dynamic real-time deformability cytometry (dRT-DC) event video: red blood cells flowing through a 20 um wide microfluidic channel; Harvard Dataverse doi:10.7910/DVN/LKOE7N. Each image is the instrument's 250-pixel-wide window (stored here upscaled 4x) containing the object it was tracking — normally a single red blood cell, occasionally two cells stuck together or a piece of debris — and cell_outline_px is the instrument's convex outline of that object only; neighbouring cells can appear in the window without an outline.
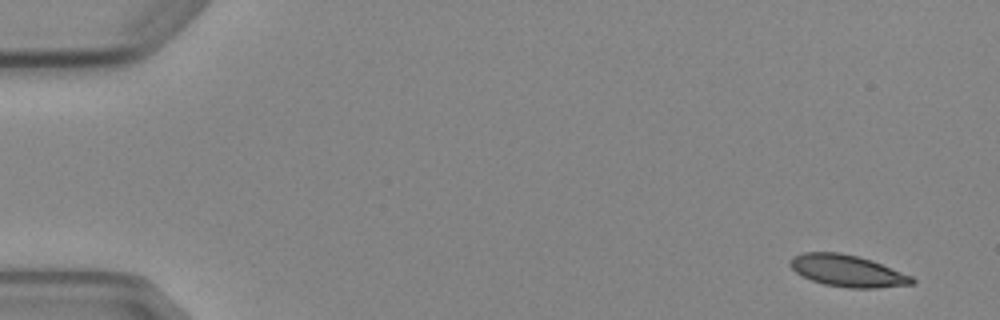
{"species": "Egyptian fruit bat (a non-hibernating species)", "species_latin": "Rousettus aegyptiacus", "temperature_condition": "cold", "stored_images_in_passage": 5, "camera_frame_rate_fps": 3000, "um_per_image_px": 0.085, "animal": {"sex": "female"}, "frame": {"image": 1, "passage_image": 1, "time_ms": 0.0, "image_size_px": [1000, 320], "cell_outline_px": [[916, 280], [912, 284], [876, 288], [848, 288], [824, 284], [812, 280], [796, 272], [788, 264], [792, 256], [804, 252], [840, 252], [872, 260], [912, 276]], "centroid_in_image_um": [72.02, 23.01], "position_along_channel_um": 13.0, "area_um2": 22.48}}
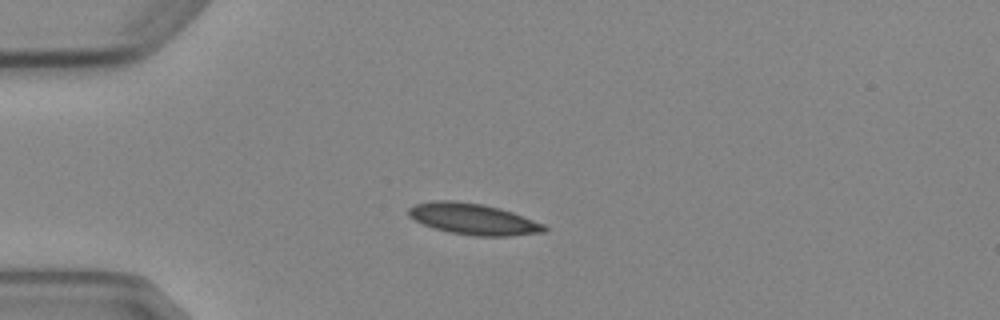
{"frame": {"image": 2, "passage_image": 4, "time_ms": 3.667, "image_size_px": [1000, 320], "cell_outline_px": [[548, 228], [544, 232], [512, 236], [472, 236], [448, 232], [424, 224], [408, 216], [408, 208], [416, 204], [432, 200], [456, 200], [484, 204], [500, 208], [512, 212], [544, 224]], "centroid_in_image_um": [40.23, 18.61], "position_along_channel_um": 44.8, "area_um2": 24.74}}